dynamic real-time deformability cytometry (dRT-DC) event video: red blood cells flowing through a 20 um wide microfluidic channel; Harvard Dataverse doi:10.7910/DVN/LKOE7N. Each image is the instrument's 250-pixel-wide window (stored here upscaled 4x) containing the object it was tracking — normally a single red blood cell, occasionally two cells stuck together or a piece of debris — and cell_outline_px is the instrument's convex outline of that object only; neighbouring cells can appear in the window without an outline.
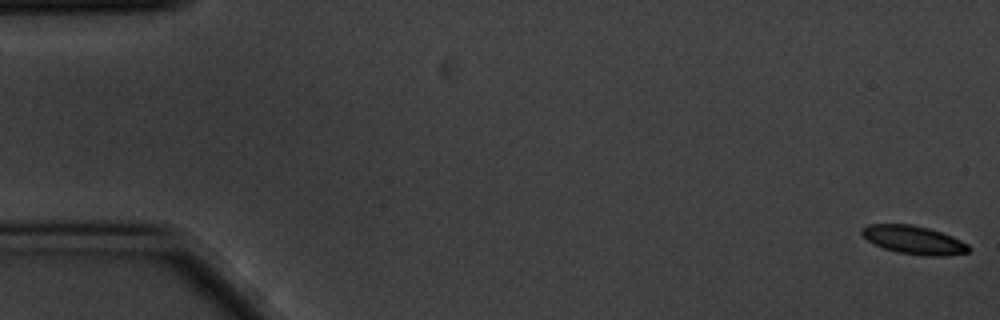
{"species": "common noctule bat (a hibernating species)", "species_latin": "Nyctalus noctula", "temperature_condition": "cold", "stored_images_in_passage": 9, "camera_frame_rate_fps": 3000, "um_per_image_px": 0.085, "animal": {"sex": "male", "body_mass_g": 20.1, "forearm_length_mm": 53.5}, "frame": {"image": 1, "passage_image": 1, "time_ms": 0.0, "image_size_px": [1000, 320], "cell_outline_px": [[972, 248], [968, 252], [944, 256], [932, 256], [896, 252], [884, 248], [868, 240], [860, 232], [860, 228], [868, 224], [912, 224], [928, 228], [952, 236], [968, 244]], "centroid_in_image_um": [77.68, 20.39], "position_along_channel_um": 7.3, "area_um2": 17.57}}